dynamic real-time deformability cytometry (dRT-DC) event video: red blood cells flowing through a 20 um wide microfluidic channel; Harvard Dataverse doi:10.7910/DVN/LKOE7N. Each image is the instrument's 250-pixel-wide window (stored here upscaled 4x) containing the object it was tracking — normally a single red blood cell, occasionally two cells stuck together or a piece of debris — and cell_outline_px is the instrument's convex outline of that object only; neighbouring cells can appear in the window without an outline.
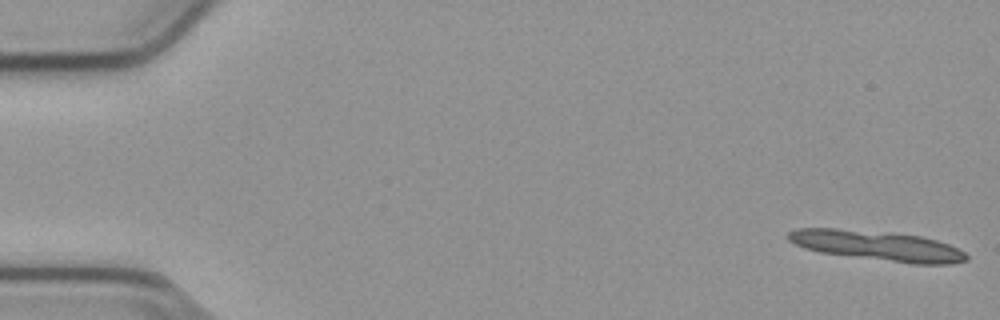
{"species": "common noctule bat (a hibernating species)", "species_latin": "Nyctalus noctula", "temperature_condition": "cold", "stored_images_in_passage": 11, "camera_frame_rate_fps": 3000, "um_per_image_px": 0.085, "animal": {"sex": "male", "body_mass_g": 23.1, "forearm_length_mm": 52.7}, "frame": {"image": 1, "passage_image": 1, "time_ms": 0.0, "image_size_px": [1000, 320], "cell_outline_px": [[968, 260], [948, 264], [912, 264], [820, 252], [804, 248], [788, 240], [788, 232], [796, 228], [836, 228], [920, 236], [936, 240], [948, 244], [964, 252], [968, 256]], "centroid_in_image_um": [74.56, 20.89], "position_along_channel_um": 10.4, "area_um2": 30.63}}